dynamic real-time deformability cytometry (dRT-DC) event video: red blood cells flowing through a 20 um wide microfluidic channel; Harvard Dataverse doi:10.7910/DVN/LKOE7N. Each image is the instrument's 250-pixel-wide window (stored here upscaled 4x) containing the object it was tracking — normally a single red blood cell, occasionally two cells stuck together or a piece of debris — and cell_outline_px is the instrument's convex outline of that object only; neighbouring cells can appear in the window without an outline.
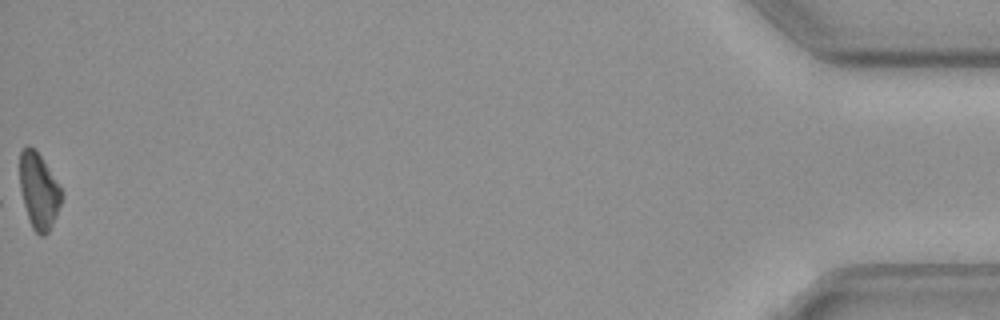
{"species": "common noctule bat (a hibernating species)", "species_latin": "Nyctalus noctula", "temperature_condition": "cold", "stored_images_in_passage": 41, "camera_frame_rate_fps": 3000, "um_per_image_px": 0.085, "animal": {"sex": "female", "body_mass_g": 19.3, "forearm_length_mm": 54.1}, "frame": {"image": 1, "passage_image": 41, "time_ms": 13.333, "image_size_px": [1000, 320], "cell_outline_px": [[60, 204], [56, 216], [48, 232], [44, 236], [40, 236], [32, 228], [24, 204], [20, 188], [20, 152], [28, 144], [40, 156], [60, 188]], "centroid_in_image_um": [3.27, 16.25], "position_along_channel_um": 431.9, "area_um2": 17.74}, "authors_computed_cell_mechanics": {"area_um2": 19.4786, "velocity_mm_per_s": 3.618, "shape_relaxation_time_tau1_ms": 6.8121, "shape_relaxation_time_tau2_ms": null, "deformation_change_tau1": 0.1535, "deformation_change_tau2": null}}